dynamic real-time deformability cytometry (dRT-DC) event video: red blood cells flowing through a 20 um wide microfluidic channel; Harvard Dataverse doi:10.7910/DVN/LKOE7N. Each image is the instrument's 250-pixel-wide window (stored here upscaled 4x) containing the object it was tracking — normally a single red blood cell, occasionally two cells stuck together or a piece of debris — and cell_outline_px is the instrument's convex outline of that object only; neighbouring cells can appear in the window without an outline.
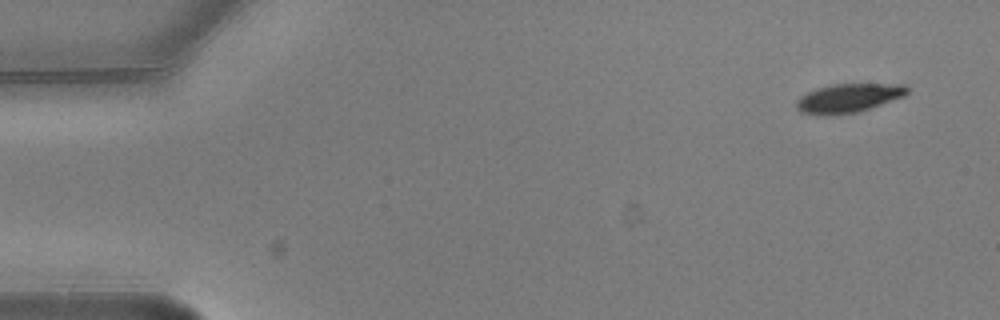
{"species": "common noctule bat (a hibernating species)", "species_latin": "Nyctalus noctula", "temperature_condition": "warm", "stored_images_in_passage": 5, "segment_of_instrument_passage": [1, 2], "camera_frame_rate_fps": 3000, "um_per_image_px": 0.085, "animal": {"sex": "male", "body_mass_g": 20.5, "forearm_length_mm": 52.5}, "frame": {"image": 1, "passage_image": 1, "time_ms": 0.0, "image_size_px": [1000, 320], "cell_outline_px": [[908, 92], [904, 96], [860, 112], [824, 116], [800, 112], [796, 108], [796, 100], [800, 96], [816, 88], [832, 84], [908, 84]], "centroid_in_image_um": [72.11, 8.34], "position_along_channel_um": 12.9, "area_um2": 18.84}}